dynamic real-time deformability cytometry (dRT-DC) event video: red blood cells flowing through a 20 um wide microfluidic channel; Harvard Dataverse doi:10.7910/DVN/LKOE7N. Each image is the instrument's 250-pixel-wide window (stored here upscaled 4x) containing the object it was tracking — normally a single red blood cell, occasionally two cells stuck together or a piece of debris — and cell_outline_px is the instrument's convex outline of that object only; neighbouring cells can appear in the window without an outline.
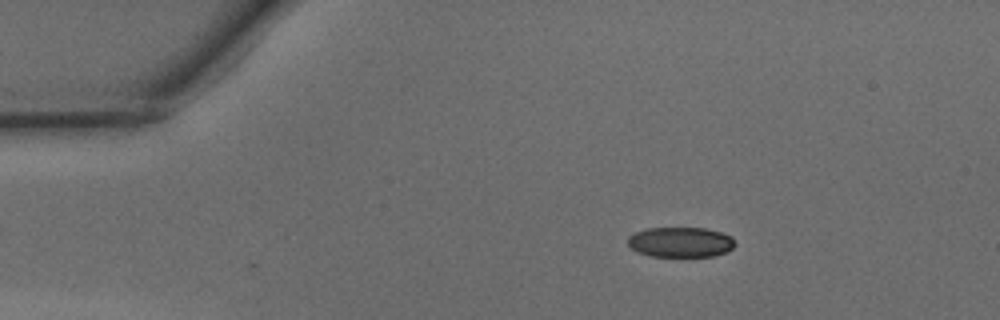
{"species": "common noctule bat (a hibernating species)", "species_latin": "Nyctalus noctula", "temperature_condition": "warm", "stored_images_in_passage": 12, "camera_frame_rate_fps": 3000, "um_per_image_px": 0.085, "animal": {"sex": "male", "body_mass_g": 15.6}, "frame": {"image": 1, "passage_image": 1, "time_ms": 0.0, "image_size_px": [1000, 320], "cell_outline_px": [[736, 244], [728, 252], [716, 256], [652, 256], [636, 252], [628, 244], [628, 236], [636, 232], [648, 228], [704, 228], [720, 232], [732, 236]], "centroid_in_image_um": [57.87, 20.58], "position_along_channel_um": 27.1, "area_um2": 18.9}}
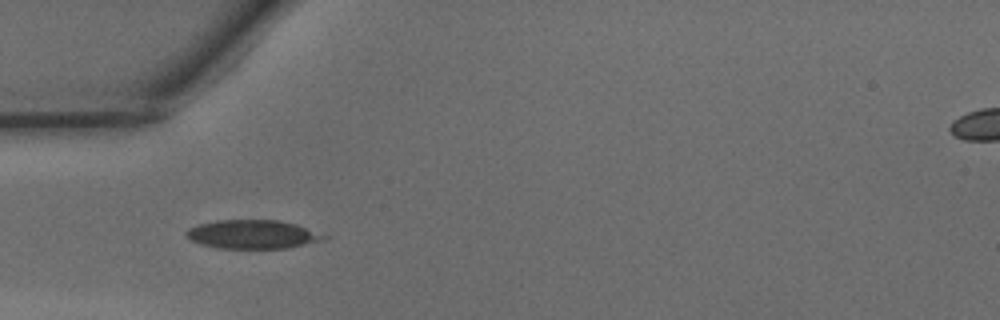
{"frame": {"image": 2, "passage_image": 8, "time_ms": 2.333, "image_size_px": [1000, 320], "cell_outline_px": [[332, 236], [324, 240], [288, 248], [216, 248], [200, 244], [188, 240], [184, 236], [184, 232], [188, 228], [200, 224], [216, 220], [276, 220], [296, 224]], "centroid_in_image_um": [21.47, 19.92], "position_along_channel_um": 63.5, "area_um2": 23.35}}